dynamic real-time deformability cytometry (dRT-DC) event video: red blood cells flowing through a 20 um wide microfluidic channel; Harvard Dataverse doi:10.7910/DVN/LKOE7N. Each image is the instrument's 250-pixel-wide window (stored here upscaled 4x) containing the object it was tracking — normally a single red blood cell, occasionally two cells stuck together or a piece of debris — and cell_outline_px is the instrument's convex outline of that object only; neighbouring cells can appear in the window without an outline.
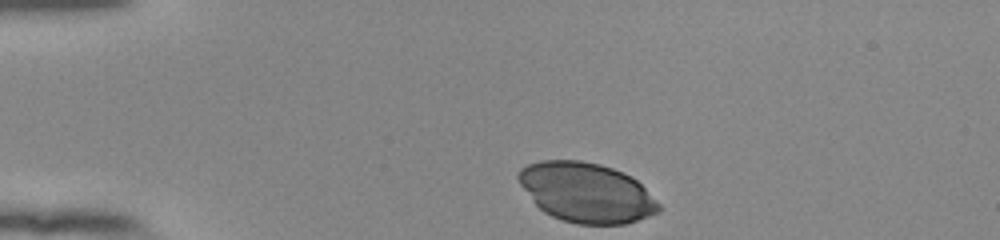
{"species": "human", "species_latin": "Homo sapiens", "temperature_condition": "room temperature", "stored_images_in_passage": 36, "camera_frame_rate_fps": 3000, "um_per_image_px": 0.085, "donor": {"sex": "female"}, "frame": {"image": 1, "passage_image": 1, "time_ms": 0.0, "image_size_px": [1000, 240], "cell_outline_px": [[660, 212], [624, 224], [576, 224], [560, 220], [544, 212], [536, 204], [520, 184], [516, 176], [516, 172], [520, 168], [528, 164], [544, 160], [580, 160], [600, 164], [612, 168], [632, 176], [660, 204]], "centroid_in_image_um": [49.82, 16.36], "position_along_channel_um": 35.2, "area_um2": 48.73}}
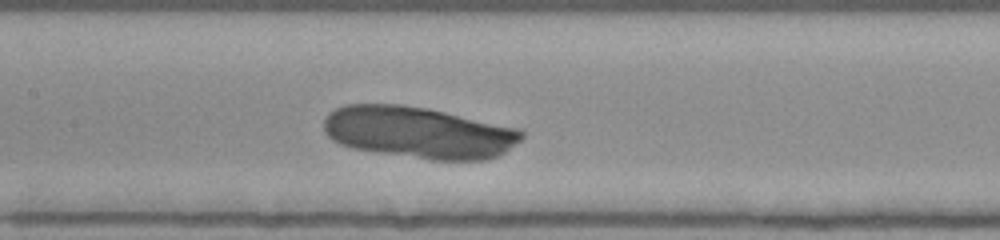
{"frame": {"image": 2, "passage_image": 16, "time_ms": 5.0, "image_size_px": [1000, 240], "cell_outline_px": [[524, 136], [520, 140], [504, 152], [488, 160], [432, 160], [352, 148], [340, 144], [332, 140], [324, 132], [324, 116], [328, 112], [344, 104], [400, 104], [428, 108], [520, 128], [524, 132]], "centroid_in_image_um": [35.57, 11.25], "position_along_channel_um": 171.8, "area_um2": 59.88}}
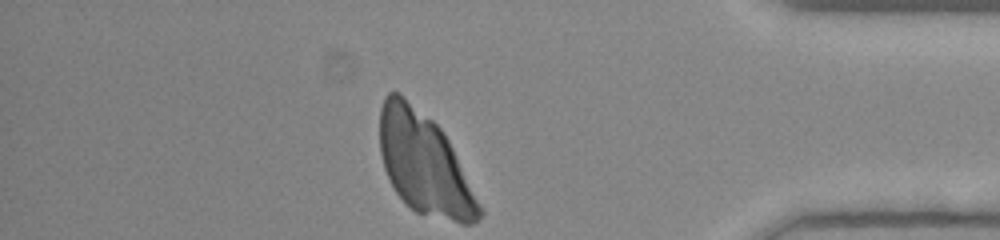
{"frame": {"image": 3, "passage_image": 36, "time_ms": 11.667, "image_size_px": [1000, 240], "cell_outline_px": [[484, 212], [472, 224], [460, 224], [416, 212], [396, 192], [384, 168], [380, 152], [380, 108], [384, 96], [388, 92], [400, 92], [432, 120], [440, 128], [448, 140]], "centroid_in_image_um": [36.04, 13.9], "position_along_channel_um": 399.2, "area_um2": 58.2}}